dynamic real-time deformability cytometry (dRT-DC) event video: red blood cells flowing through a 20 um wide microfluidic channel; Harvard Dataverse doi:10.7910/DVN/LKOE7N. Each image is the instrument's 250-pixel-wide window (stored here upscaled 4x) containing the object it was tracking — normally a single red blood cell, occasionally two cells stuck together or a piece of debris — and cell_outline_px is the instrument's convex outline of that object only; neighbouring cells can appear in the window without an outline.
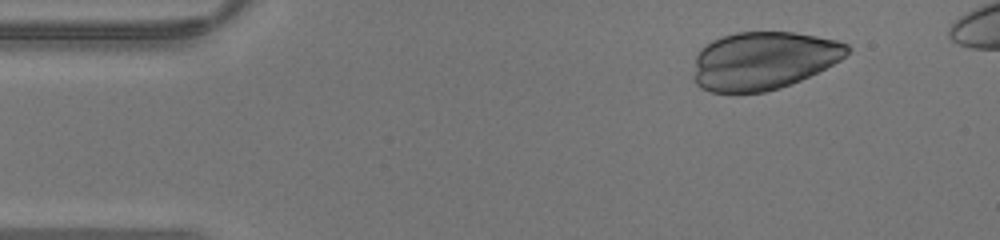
{"species": "human", "species_latin": "Homo sapiens", "temperature_condition": "warm", "stored_images_in_passage": 37, "camera_frame_rate_fps": 3000, "um_per_image_px": 0.085, "donor": {"sex": "male"}, "frame": {"image": 1, "passage_image": 1, "time_ms": 0.0, "image_size_px": [1000, 240], "cell_outline_px": [[852, 48], [840, 60], [800, 80], [780, 88], [764, 92], [712, 92], [700, 88], [696, 84], [692, 76], [696, 56], [700, 48], [712, 40], [720, 36], [736, 32], [792, 32], [816, 36], [836, 40], [848, 44]], "centroid_in_image_um": [64.84, 5.14], "position_along_channel_um": 20.2, "area_um2": 51.96}}
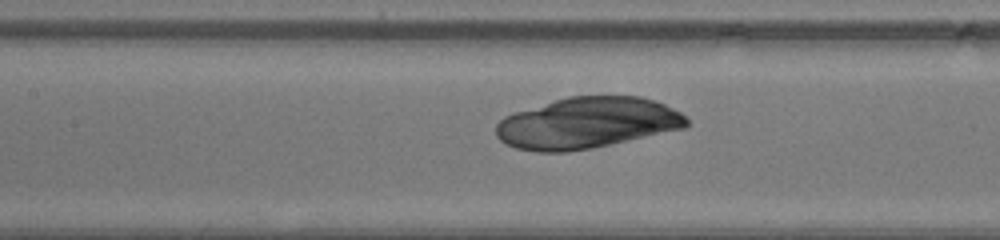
{"frame": {"image": 2, "passage_image": 15, "time_ms": 4.667, "image_size_px": [1000, 240], "cell_outline_px": [[688, 124], [684, 128], [592, 148], [564, 152], [536, 152], [516, 148], [504, 144], [496, 136], [496, 124], [504, 116], [516, 112], [568, 96], [640, 96], [664, 104], [680, 112], [688, 120]], "centroid_in_image_um": [49.87, 10.46], "position_along_channel_um": 157.5, "area_um2": 56.53}}
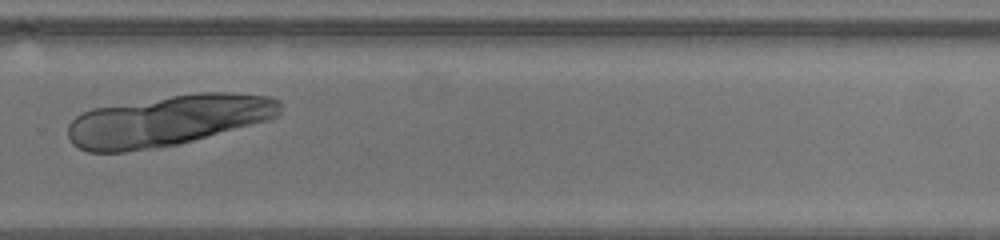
{"frame": {"image": 3, "passage_image": 25, "time_ms": 8.0, "image_size_px": [1000, 240], "cell_outline_px": [[280, 116], [272, 120], [180, 144], [124, 152], [88, 152], [72, 144], [68, 136], [68, 124], [76, 116], [92, 108], [196, 92], [228, 92], [272, 96], [280, 100]], "centroid_in_image_um": [14.33, 10.25], "position_along_channel_um": 315.5, "area_um2": 63.29}}